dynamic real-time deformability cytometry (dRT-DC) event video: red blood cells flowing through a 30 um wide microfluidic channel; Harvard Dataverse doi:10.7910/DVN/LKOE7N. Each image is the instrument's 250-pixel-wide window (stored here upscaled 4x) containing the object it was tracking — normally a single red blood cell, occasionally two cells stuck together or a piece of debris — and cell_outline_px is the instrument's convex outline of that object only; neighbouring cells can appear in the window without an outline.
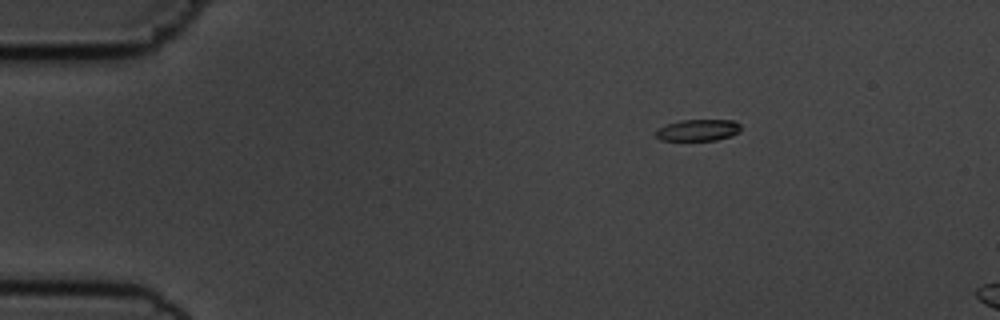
{"species": "common noctule bat (a hibernating species)", "species_latin": "Nyctalus noctula", "temperature_condition": "cold", "stored_images_in_passage": 7, "camera_frame_rate_fps": 3000, "um_per_image_px": 0.085, "animal": {"sex": "male", "body_mass_g": 19.5, "forearm_length_mm": 54.6}, "frame": {"image": 1, "passage_image": 1, "time_ms": 0.0, "image_size_px": [1000, 320], "cell_outline_px": [[740, 132], [732, 136], [716, 140], [660, 140], [656, 136], [656, 128], [680, 120], [732, 120], [740, 124]], "centroid_in_image_um": [59.34, 11.06], "position_along_channel_um": 25.7, "area_um2": 10.69}}